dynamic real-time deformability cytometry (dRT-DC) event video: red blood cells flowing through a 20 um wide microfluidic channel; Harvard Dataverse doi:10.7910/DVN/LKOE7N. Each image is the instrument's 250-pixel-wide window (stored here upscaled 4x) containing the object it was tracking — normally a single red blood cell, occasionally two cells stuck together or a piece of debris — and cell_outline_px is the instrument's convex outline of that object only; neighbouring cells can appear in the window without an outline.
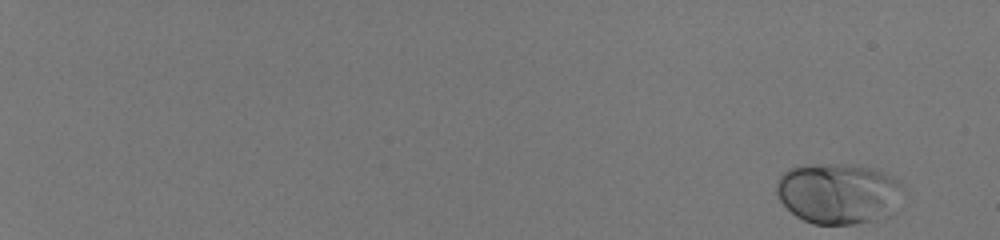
{"species": "human", "species_latin": "Homo sapiens", "temperature_condition": "room temperature", "stored_images_in_passage": 55, "camera_frame_rate_fps": 3000, "um_per_image_px": 0.085, "donor": {"sex": "male"}, "frame": {"image": 1, "passage_image": 1, "time_ms": 0.0, "image_size_px": [1000, 240], "cell_outline_px": [[900, 184], [888, 216], [856, 224], [812, 224], [796, 216], [780, 200], [776, 192], [776, 180], [788, 168], [808, 164], [848, 164], [868, 168], [884, 172], [896, 180]], "centroid_in_image_um": [71.13, 16.43], "position_along_channel_um": 13.9, "area_um2": 43.93}}
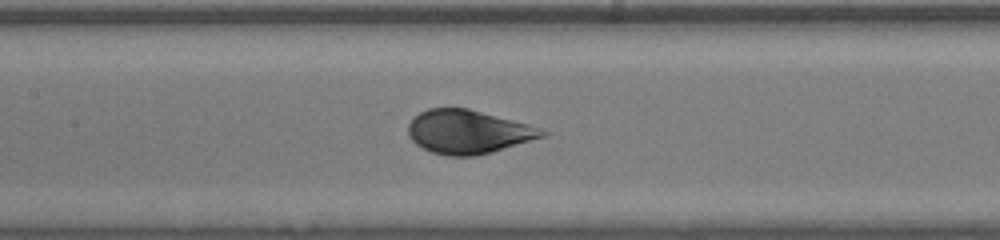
{"frame": {"image": 2, "passage_image": 32, "time_ms": 10.333, "image_size_px": [1000, 240], "cell_outline_px": [[548, 132], [544, 136], [492, 152], [476, 156], [448, 156], [432, 152], [416, 144], [408, 136], [408, 124], [420, 112], [428, 108], [468, 108], [528, 124], [540, 128]], "centroid_in_image_um": [39.77, 11.21], "position_along_channel_um": 167.6, "area_um2": 33.81}}
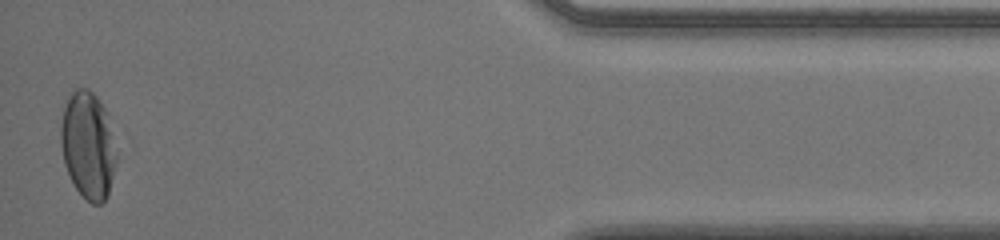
{"frame": {"image": 3, "passage_image": 55, "time_ms": 18.0, "image_size_px": [1000, 240], "cell_outline_px": [[116, 164], [108, 196], [100, 204], [92, 204], [76, 188], [64, 164], [60, 144], [60, 128], [64, 108], [68, 96], [72, 88], [88, 88], [96, 96], [104, 108], [116, 156]], "centroid_in_image_um": [7.44, 12.34], "position_along_channel_um": 427.8, "area_um2": 34.28}, "authors_computed_cell_mechanics": {"area_um2": 35.6048, "velocity_mm_per_s": 4.0048, "shape_relaxation_time_tau1_ms": 2.8131, "shape_relaxation_time_tau2_ms": null, "deformation_change_tau1": 0.1636, "deformation_change_tau2": null}}